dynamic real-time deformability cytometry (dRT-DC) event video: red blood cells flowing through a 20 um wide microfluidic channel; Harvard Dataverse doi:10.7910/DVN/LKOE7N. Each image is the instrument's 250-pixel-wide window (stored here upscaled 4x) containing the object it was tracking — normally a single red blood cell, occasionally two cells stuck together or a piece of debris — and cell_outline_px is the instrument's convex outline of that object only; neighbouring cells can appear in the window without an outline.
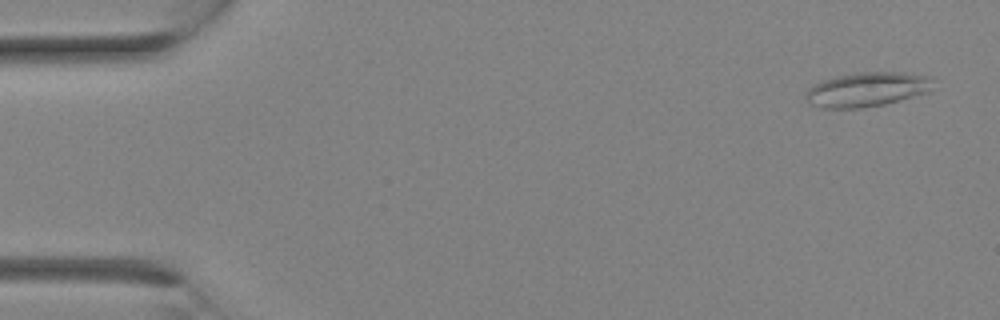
{"species": "Egyptian fruit bat (a non-hibernating species)", "species_latin": "Rousettus aegyptiacus", "temperature_condition": "room temperature", "stored_images_in_passage": 9, "camera_frame_rate_fps": 3000, "um_per_image_px": 0.085, "animal": {"sex": "female"}, "frame": {"image": 1, "passage_image": 2, "time_ms": 0.333, "image_size_px": [1000, 320], "cell_outline_px": [[932, 88], [928, 92], [884, 104], [860, 108], [824, 108], [808, 104], [804, 96], [804, 92], [812, 84], [832, 76], [860, 72], [904, 72], [932, 76]], "centroid_in_image_um": [73.64, 7.59], "position_along_channel_um": 11.4, "area_um2": 25.89}}